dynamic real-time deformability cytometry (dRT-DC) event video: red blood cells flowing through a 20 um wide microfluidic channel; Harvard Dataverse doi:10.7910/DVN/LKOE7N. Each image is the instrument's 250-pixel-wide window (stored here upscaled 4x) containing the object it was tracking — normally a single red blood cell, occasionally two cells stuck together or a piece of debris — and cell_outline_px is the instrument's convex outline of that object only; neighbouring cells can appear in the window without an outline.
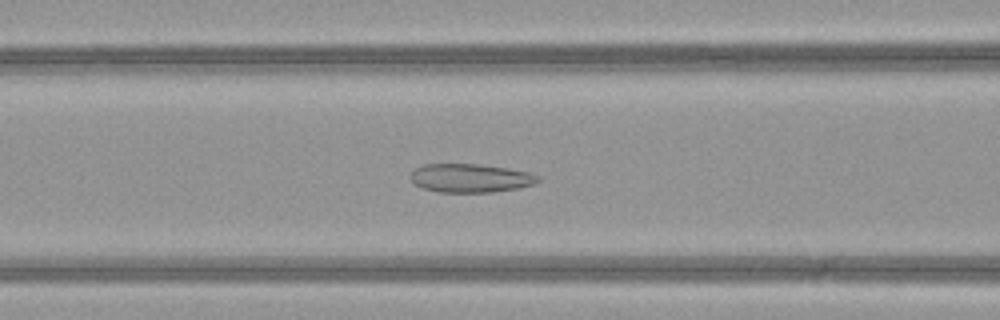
{"species": "common noctule bat (a hibernating species)", "species_latin": "Nyctalus noctula", "temperature_condition": "warm", "stored_images_in_passage": 50, "camera_frame_rate_fps": 3000, "um_per_image_px": 0.085, "animal": {"sex": "female", "body_mass_g": 21.9}, "frame": {"image": 1, "passage_image": 22, "time_ms": 7.0, "image_size_px": [1000, 320], "cell_outline_px": [[540, 180], [536, 184], [520, 188], [492, 192], [440, 192], [424, 188], [416, 184], [412, 180], [412, 172], [416, 168], [424, 164], [480, 164], [508, 168], [528, 172], [540, 176]], "centroid_in_image_um": [40.06, 15.13], "position_along_channel_um": 126.5, "area_um2": 21.21}}
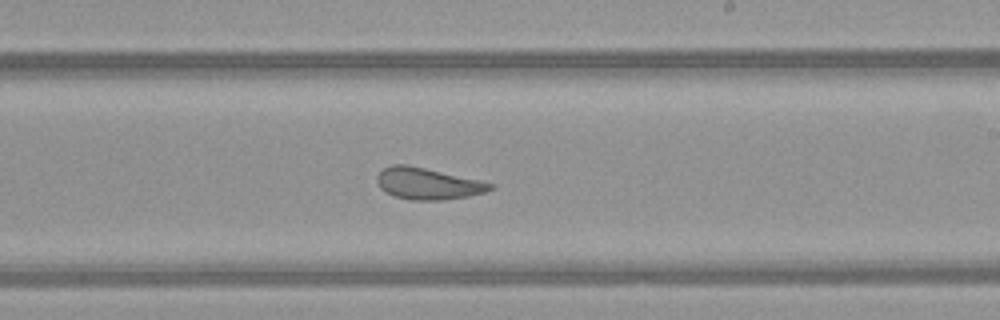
{"frame": {"image": 2, "passage_image": 31, "time_ms": 10.0, "image_size_px": [1000, 320], "cell_outline_px": [[496, 188], [484, 192], [468, 196], [440, 200], [412, 200], [392, 196], [380, 188], [376, 180], [376, 176], [384, 168], [392, 164], [408, 164], [480, 180], [496, 184]], "centroid_in_image_um": [36.36, 15.6], "position_along_channel_um": 252.6, "area_um2": 20.98}}
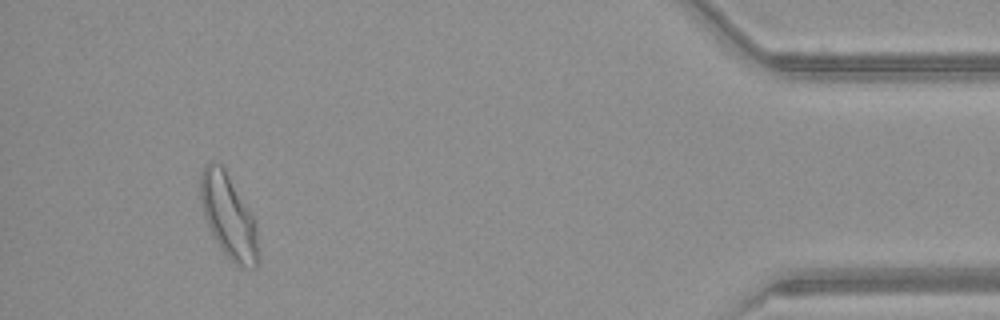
{"frame": {"image": 3, "passage_image": 47, "time_ms": 15.333, "image_size_px": [1000, 320], "cell_outline_px": [[260, 260], [256, 268], [244, 268], [236, 264], [220, 248], [212, 236], [204, 216], [200, 196], [200, 176], [204, 164], [208, 160], [212, 160], [220, 164], [224, 168], [256, 220]], "centroid_in_image_um": [19.44, 18.39], "position_along_channel_um": 415.8, "area_um2": 28.67}, "authors_computed_cell_mechanics": {"area_um2": 25.6921, "velocity_mm_per_s": 4.1956, "shape_relaxation_time_tau1_ms": null, "shape_relaxation_time_tau2_ms": 1.7013, "deformation_change_tau1": null, "deformation_change_tau2": 0.0871}}